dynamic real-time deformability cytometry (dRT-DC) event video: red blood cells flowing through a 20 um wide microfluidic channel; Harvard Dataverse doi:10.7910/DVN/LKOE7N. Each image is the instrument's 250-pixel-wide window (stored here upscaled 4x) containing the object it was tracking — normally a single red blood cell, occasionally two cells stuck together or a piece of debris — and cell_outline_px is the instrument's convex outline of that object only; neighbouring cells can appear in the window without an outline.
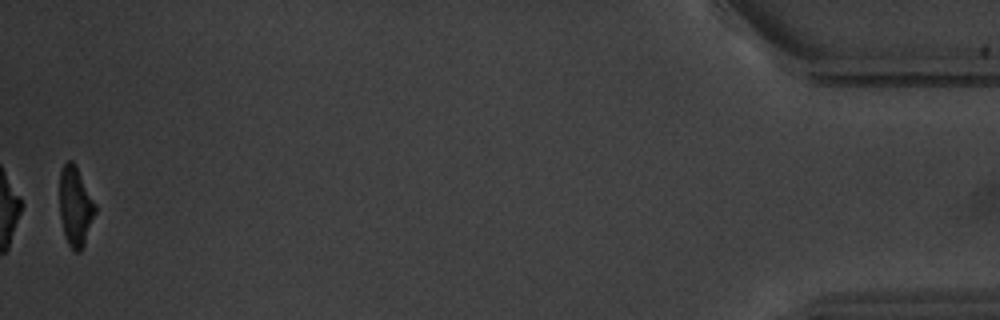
{"species": "common noctule bat (a hibernating species)", "species_latin": "Nyctalus noctula", "temperature_condition": "warm", "stored_images_in_passage": 55, "segment_of_instrument_passage": [2, 2], "camera_frame_rate_fps": 3000, "um_per_image_px": 0.085, "animal": {"sex": "male", "body_mass_g": 20.1, "forearm_length_mm": 53.5}, "frame": {"image": 1, "passage_image": 55, "time_ms": 18.0, "image_size_px": [1000, 320], "cell_outline_px": [[96, 212], [84, 244], [80, 252], [76, 252], [68, 244], [64, 236], [60, 216], [60, 172], [64, 164], [68, 160], [72, 160], [96, 204]], "centroid_in_image_um": [6.4, 17.57], "position_along_channel_um": 428.8, "area_um2": 16.3}}